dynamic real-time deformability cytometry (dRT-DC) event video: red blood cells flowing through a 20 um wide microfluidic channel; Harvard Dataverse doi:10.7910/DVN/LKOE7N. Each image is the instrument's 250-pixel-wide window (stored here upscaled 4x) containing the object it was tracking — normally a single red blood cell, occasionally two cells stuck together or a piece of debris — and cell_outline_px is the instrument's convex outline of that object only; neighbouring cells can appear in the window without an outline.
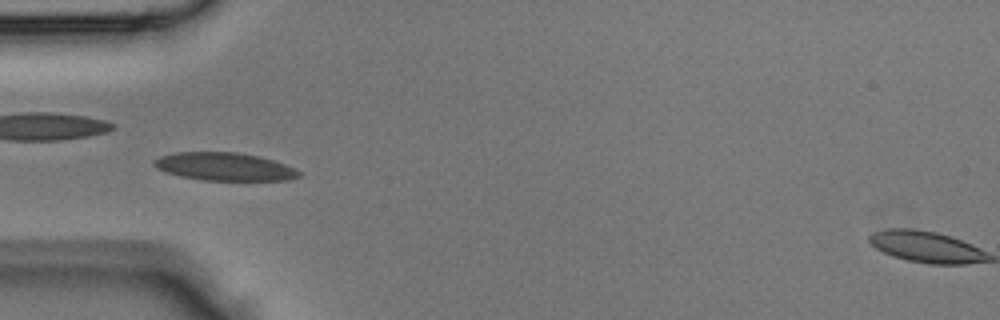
{"species": "Egyptian fruit bat (a non-hibernating species)", "species_latin": "Rousettus aegyptiacus", "temperature_condition": "room temperature", "stored_images_in_passage": 39, "camera_frame_rate_fps": 3000, "um_per_image_px": 0.085, "animal": {"sex": "male"}, "frame": {"image": 1, "passage_image": 9, "time_ms": 2.667, "image_size_px": [1000, 320], "cell_outline_px": [[300, 176], [288, 180], [200, 180], [180, 176], [156, 168], [152, 164], [152, 160], [160, 156], [176, 152], [236, 152], [260, 156], [284, 164], [300, 172]], "centroid_in_image_um": [19.03, 14.16], "position_along_channel_um": 66.0, "area_um2": 23.52}}
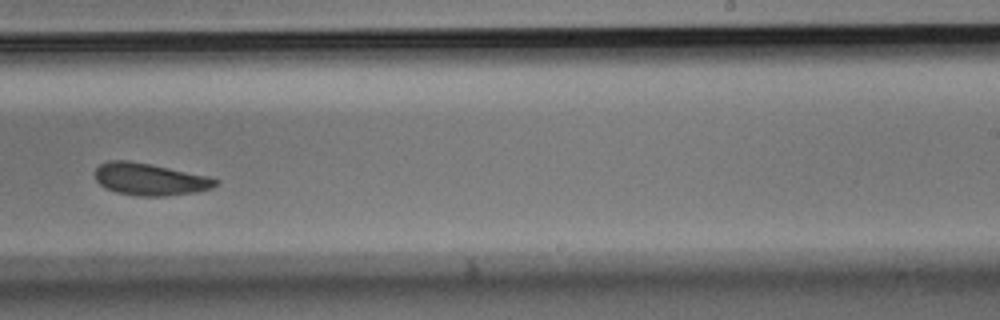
{"frame": {"image": 2, "passage_image": 23, "time_ms": 7.333, "image_size_px": [1000, 320], "cell_outline_px": [[220, 184], [212, 188], [200, 192], [164, 196], [140, 196], [116, 192], [104, 188], [96, 180], [96, 168], [100, 164], [108, 160], [128, 160], [208, 176], [220, 180]], "centroid_in_image_um": [12.77, 15.25], "position_along_channel_um": 276.2, "area_um2": 22.6}}
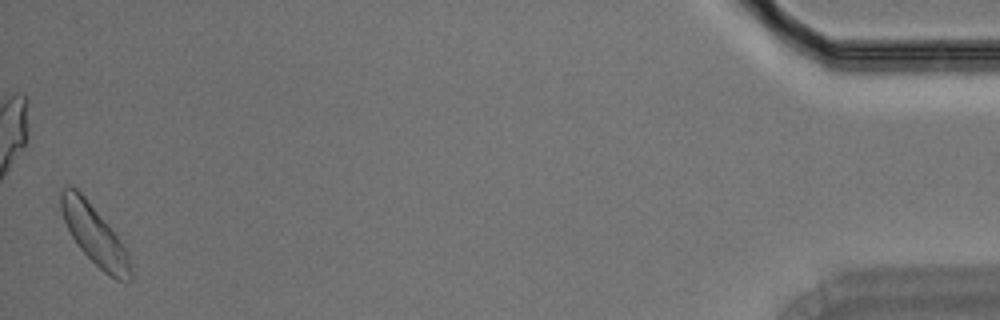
{"frame": {"image": 3, "passage_image": 39, "time_ms": 12.667, "image_size_px": [1000, 320], "cell_outline_px": [[132, 280], [116, 280], [108, 276], [80, 248], [72, 236], [64, 220], [60, 208], [60, 188], [68, 184], [72, 184], [84, 196], [120, 240], [128, 252], [132, 268]], "centroid_in_image_um": [8.02, 19.95], "position_along_channel_um": 427.2, "area_um2": 23.81}}